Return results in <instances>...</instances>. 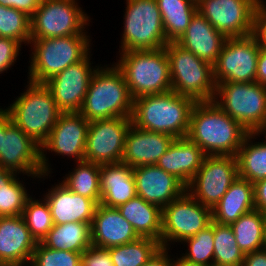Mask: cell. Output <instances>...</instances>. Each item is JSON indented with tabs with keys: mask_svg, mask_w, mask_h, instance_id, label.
Segmentation results:
<instances>
[{
	"mask_svg": "<svg viewBox=\"0 0 266 266\" xmlns=\"http://www.w3.org/2000/svg\"><path fill=\"white\" fill-rule=\"evenodd\" d=\"M248 133L212 100L196 102L191 112L187 137L205 155L236 156Z\"/></svg>",
	"mask_w": 266,
	"mask_h": 266,
	"instance_id": "obj_1",
	"label": "cell"
},
{
	"mask_svg": "<svg viewBox=\"0 0 266 266\" xmlns=\"http://www.w3.org/2000/svg\"><path fill=\"white\" fill-rule=\"evenodd\" d=\"M196 101L175 91L141 96L133 100L132 124L174 138L187 137Z\"/></svg>",
	"mask_w": 266,
	"mask_h": 266,
	"instance_id": "obj_2",
	"label": "cell"
},
{
	"mask_svg": "<svg viewBox=\"0 0 266 266\" xmlns=\"http://www.w3.org/2000/svg\"><path fill=\"white\" fill-rule=\"evenodd\" d=\"M112 66H96L97 69L90 80L79 112L89 122L132 115L133 98L125 77L115 64Z\"/></svg>",
	"mask_w": 266,
	"mask_h": 266,
	"instance_id": "obj_3",
	"label": "cell"
},
{
	"mask_svg": "<svg viewBox=\"0 0 266 266\" xmlns=\"http://www.w3.org/2000/svg\"><path fill=\"white\" fill-rule=\"evenodd\" d=\"M115 65L122 71L134 99L172 90L166 49L120 52Z\"/></svg>",
	"mask_w": 266,
	"mask_h": 266,
	"instance_id": "obj_4",
	"label": "cell"
},
{
	"mask_svg": "<svg viewBox=\"0 0 266 266\" xmlns=\"http://www.w3.org/2000/svg\"><path fill=\"white\" fill-rule=\"evenodd\" d=\"M88 35L31 39L28 80L44 84L68 66L83 60L91 51Z\"/></svg>",
	"mask_w": 266,
	"mask_h": 266,
	"instance_id": "obj_5",
	"label": "cell"
},
{
	"mask_svg": "<svg viewBox=\"0 0 266 266\" xmlns=\"http://www.w3.org/2000/svg\"><path fill=\"white\" fill-rule=\"evenodd\" d=\"M28 83L26 91L5 110L12 122L41 146L62 112L44 84Z\"/></svg>",
	"mask_w": 266,
	"mask_h": 266,
	"instance_id": "obj_6",
	"label": "cell"
},
{
	"mask_svg": "<svg viewBox=\"0 0 266 266\" xmlns=\"http://www.w3.org/2000/svg\"><path fill=\"white\" fill-rule=\"evenodd\" d=\"M172 91L196 102L212 101L216 94L213 65L200 59L177 42L165 46Z\"/></svg>",
	"mask_w": 266,
	"mask_h": 266,
	"instance_id": "obj_7",
	"label": "cell"
},
{
	"mask_svg": "<svg viewBox=\"0 0 266 266\" xmlns=\"http://www.w3.org/2000/svg\"><path fill=\"white\" fill-rule=\"evenodd\" d=\"M121 52L158 50L167 43L156 0H126Z\"/></svg>",
	"mask_w": 266,
	"mask_h": 266,
	"instance_id": "obj_8",
	"label": "cell"
},
{
	"mask_svg": "<svg viewBox=\"0 0 266 266\" xmlns=\"http://www.w3.org/2000/svg\"><path fill=\"white\" fill-rule=\"evenodd\" d=\"M214 101L249 132L266 120V86L258 82L218 83Z\"/></svg>",
	"mask_w": 266,
	"mask_h": 266,
	"instance_id": "obj_9",
	"label": "cell"
},
{
	"mask_svg": "<svg viewBox=\"0 0 266 266\" xmlns=\"http://www.w3.org/2000/svg\"><path fill=\"white\" fill-rule=\"evenodd\" d=\"M31 39L87 35L89 16L77 0H41L30 17Z\"/></svg>",
	"mask_w": 266,
	"mask_h": 266,
	"instance_id": "obj_10",
	"label": "cell"
},
{
	"mask_svg": "<svg viewBox=\"0 0 266 266\" xmlns=\"http://www.w3.org/2000/svg\"><path fill=\"white\" fill-rule=\"evenodd\" d=\"M212 222V209L202 205L187 191L162 208L161 246L182 242L196 235Z\"/></svg>",
	"mask_w": 266,
	"mask_h": 266,
	"instance_id": "obj_11",
	"label": "cell"
},
{
	"mask_svg": "<svg viewBox=\"0 0 266 266\" xmlns=\"http://www.w3.org/2000/svg\"><path fill=\"white\" fill-rule=\"evenodd\" d=\"M260 45L254 34L226 38L213 65L216 85L221 82H256Z\"/></svg>",
	"mask_w": 266,
	"mask_h": 266,
	"instance_id": "obj_12",
	"label": "cell"
},
{
	"mask_svg": "<svg viewBox=\"0 0 266 266\" xmlns=\"http://www.w3.org/2000/svg\"><path fill=\"white\" fill-rule=\"evenodd\" d=\"M238 176L236 156L206 155L186 191L202 205L213 209Z\"/></svg>",
	"mask_w": 266,
	"mask_h": 266,
	"instance_id": "obj_13",
	"label": "cell"
},
{
	"mask_svg": "<svg viewBox=\"0 0 266 266\" xmlns=\"http://www.w3.org/2000/svg\"><path fill=\"white\" fill-rule=\"evenodd\" d=\"M255 0H199L197 11L226 38L254 33Z\"/></svg>",
	"mask_w": 266,
	"mask_h": 266,
	"instance_id": "obj_14",
	"label": "cell"
},
{
	"mask_svg": "<svg viewBox=\"0 0 266 266\" xmlns=\"http://www.w3.org/2000/svg\"><path fill=\"white\" fill-rule=\"evenodd\" d=\"M0 168L21 172L31 178H44L41 166V146L11 120L5 110V135H2Z\"/></svg>",
	"mask_w": 266,
	"mask_h": 266,
	"instance_id": "obj_15",
	"label": "cell"
},
{
	"mask_svg": "<svg viewBox=\"0 0 266 266\" xmlns=\"http://www.w3.org/2000/svg\"><path fill=\"white\" fill-rule=\"evenodd\" d=\"M131 117L89 122L85 160L97 164L119 163L122 161L125 136L131 126Z\"/></svg>",
	"mask_w": 266,
	"mask_h": 266,
	"instance_id": "obj_16",
	"label": "cell"
},
{
	"mask_svg": "<svg viewBox=\"0 0 266 266\" xmlns=\"http://www.w3.org/2000/svg\"><path fill=\"white\" fill-rule=\"evenodd\" d=\"M89 121L79 112L61 113L53 126L48 139L41 145L42 173L49 175L51 170L46 150L56 155H66L76 162L85 160L86 139ZM76 159V160H75Z\"/></svg>",
	"mask_w": 266,
	"mask_h": 266,
	"instance_id": "obj_17",
	"label": "cell"
},
{
	"mask_svg": "<svg viewBox=\"0 0 266 266\" xmlns=\"http://www.w3.org/2000/svg\"><path fill=\"white\" fill-rule=\"evenodd\" d=\"M90 56L88 54L44 83L62 113L80 112L82 108L90 80L97 69L91 67Z\"/></svg>",
	"mask_w": 266,
	"mask_h": 266,
	"instance_id": "obj_18",
	"label": "cell"
},
{
	"mask_svg": "<svg viewBox=\"0 0 266 266\" xmlns=\"http://www.w3.org/2000/svg\"><path fill=\"white\" fill-rule=\"evenodd\" d=\"M133 176L136 195L161 209L186 191V186L179 179L157 165L134 167Z\"/></svg>",
	"mask_w": 266,
	"mask_h": 266,
	"instance_id": "obj_19",
	"label": "cell"
},
{
	"mask_svg": "<svg viewBox=\"0 0 266 266\" xmlns=\"http://www.w3.org/2000/svg\"><path fill=\"white\" fill-rule=\"evenodd\" d=\"M37 243L22 216L0 217V266H29Z\"/></svg>",
	"mask_w": 266,
	"mask_h": 266,
	"instance_id": "obj_20",
	"label": "cell"
},
{
	"mask_svg": "<svg viewBox=\"0 0 266 266\" xmlns=\"http://www.w3.org/2000/svg\"><path fill=\"white\" fill-rule=\"evenodd\" d=\"M174 139L173 136L144 130L131 124L125 136L121 162L131 168L156 165Z\"/></svg>",
	"mask_w": 266,
	"mask_h": 266,
	"instance_id": "obj_21",
	"label": "cell"
},
{
	"mask_svg": "<svg viewBox=\"0 0 266 266\" xmlns=\"http://www.w3.org/2000/svg\"><path fill=\"white\" fill-rule=\"evenodd\" d=\"M138 238L132 225L117 208L97 205L91 223L92 245L108 249L135 241Z\"/></svg>",
	"mask_w": 266,
	"mask_h": 266,
	"instance_id": "obj_22",
	"label": "cell"
},
{
	"mask_svg": "<svg viewBox=\"0 0 266 266\" xmlns=\"http://www.w3.org/2000/svg\"><path fill=\"white\" fill-rule=\"evenodd\" d=\"M48 191L44 198L49 204L54 224L92 223L98 205L95 200L73 193L60 182Z\"/></svg>",
	"mask_w": 266,
	"mask_h": 266,
	"instance_id": "obj_23",
	"label": "cell"
},
{
	"mask_svg": "<svg viewBox=\"0 0 266 266\" xmlns=\"http://www.w3.org/2000/svg\"><path fill=\"white\" fill-rule=\"evenodd\" d=\"M225 40L226 37L197 11L184 34L176 42L200 59L214 65Z\"/></svg>",
	"mask_w": 266,
	"mask_h": 266,
	"instance_id": "obj_24",
	"label": "cell"
},
{
	"mask_svg": "<svg viewBox=\"0 0 266 266\" xmlns=\"http://www.w3.org/2000/svg\"><path fill=\"white\" fill-rule=\"evenodd\" d=\"M205 156L202 149L188 137L175 138L156 165L187 186L201 167Z\"/></svg>",
	"mask_w": 266,
	"mask_h": 266,
	"instance_id": "obj_25",
	"label": "cell"
},
{
	"mask_svg": "<svg viewBox=\"0 0 266 266\" xmlns=\"http://www.w3.org/2000/svg\"><path fill=\"white\" fill-rule=\"evenodd\" d=\"M100 204L117 208L136 196L133 168L119 162L101 164Z\"/></svg>",
	"mask_w": 266,
	"mask_h": 266,
	"instance_id": "obj_26",
	"label": "cell"
},
{
	"mask_svg": "<svg viewBox=\"0 0 266 266\" xmlns=\"http://www.w3.org/2000/svg\"><path fill=\"white\" fill-rule=\"evenodd\" d=\"M253 209H255L253 183L238 176L212 209V221L230 225Z\"/></svg>",
	"mask_w": 266,
	"mask_h": 266,
	"instance_id": "obj_27",
	"label": "cell"
},
{
	"mask_svg": "<svg viewBox=\"0 0 266 266\" xmlns=\"http://www.w3.org/2000/svg\"><path fill=\"white\" fill-rule=\"evenodd\" d=\"M121 215L132 225L139 237L160 242L162 233V209L135 196L117 207Z\"/></svg>",
	"mask_w": 266,
	"mask_h": 266,
	"instance_id": "obj_28",
	"label": "cell"
},
{
	"mask_svg": "<svg viewBox=\"0 0 266 266\" xmlns=\"http://www.w3.org/2000/svg\"><path fill=\"white\" fill-rule=\"evenodd\" d=\"M41 243L51 249L82 253L92 245L91 223L54 224Z\"/></svg>",
	"mask_w": 266,
	"mask_h": 266,
	"instance_id": "obj_29",
	"label": "cell"
},
{
	"mask_svg": "<svg viewBox=\"0 0 266 266\" xmlns=\"http://www.w3.org/2000/svg\"><path fill=\"white\" fill-rule=\"evenodd\" d=\"M161 12L163 29L168 42H176L197 12L193 0H156Z\"/></svg>",
	"mask_w": 266,
	"mask_h": 266,
	"instance_id": "obj_30",
	"label": "cell"
},
{
	"mask_svg": "<svg viewBox=\"0 0 266 266\" xmlns=\"http://www.w3.org/2000/svg\"><path fill=\"white\" fill-rule=\"evenodd\" d=\"M256 136L249 132L236 155L239 177L251 183L266 178V143H253Z\"/></svg>",
	"mask_w": 266,
	"mask_h": 266,
	"instance_id": "obj_31",
	"label": "cell"
},
{
	"mask_svg": "<svg viewBox=\"0 0 266 266\" xmlns=\"http://www.w3.org/2000/svg\"><path fill=\"white\" fill-rule=\"evenodd\" d=\"M264 220L265 213L253 209L230 224L239 249L244 254L264 249Z\"/></svg>",
	"mask_w": 266,
	"mask_h": 266,
	"instance_id": "obj_32",
	"label": "cell"
},
{
	"mask_svg": "<svg viewBox=\"0 0 266 266\" xmlns=\"http://www.w3.org/2000/svg\"><path fill=\"white\" fill-rule=\"evenodd\" d=\"M74 171L61 182L73 193L88 199L95 200L100 204V169L101 165L86 160L76 162Z\"/></svg>",
	"mask_w": 266,
	"mask_h": 266,
	"instance_id": "obj_33",
	"label": "cell"
},
{
	"mask_svg": "<svg viewBox=\"0 0 266 266\" xmlns=\"http://www.w3.org/2000/svg\"><path fill=\"white\" fill-rule=\"evenodd\" d=\"M17 173L0 168V217L21 216L30 197Z\"/></svg>",
	"mask_w": 266,
	"mask_h": 266,
	"instance_id": "obj_34",
	"label": "cell"
},
{
	"mask_svg": "<svg viewBox=\"0 0 266 266\" xmlns=\"http://www.w3.org/2000/svg\"><path fill=\"white\" fill-rule=\"evenodd\" d=\"M159 241L139 237L137 240L108 248L114 266H142L161 248Z\"/></svg>",
	"mask_w": 266,
	"mask_h": 266,
	"instance_id": "obj_35",
	"label": "cell"
},
{
	"mask_svg": "<svg viewBox=\"0 0 266 266\" xmlns=\"http://www.w3.org/2000/svg\"><path fill=\"white\" fill-rule=\"evenodd\" d=\"M243 259L231 226L214 222L213 266H242Z\"/></svg>",
	"mask_w": 266,
	"mask_h": 266,
	"instance_id": "obj_36",
	"label": "cell"
},
{
	"mask_svg": "<svg viewBox=\"0 0 266 266\" xmlns=\"http://www.w3.org/2000/svg\"><path fill=\"white\" fill-rule=\"evenodd\" d=\"M43 199L34 200L30 196L21 215L37 242H41L54 225L49 204Z\"/></svg>",
	"mask_w": 266,
	"mask_h": 266,
	"instance_id": "obj_37",
	"label": "cell"
},
{
	"mask_svg": "<svg viewBox=\"0 0 266 266\" xmlns=\"http://www.w3.org/2000/svg\"><path fill=\"white\" fill-rule=\"evenodd\" d=\"M0 37L10 38L21 44L31 40L30 17L22 11L0 4Z\"/></svg>",
	"mask_w": 266,
	"mask_h": 266,
	"instance_id": "obj_38",
	"label": "cell"
},
{
	"mask_svg": "<svg viewBox=\"0 0 266 266\" xmlns=\"http://www.w3.org/2000/svg\"><path fill=\"white\" fill-rule=\"evenodd\" d=\"M188 243L189 251L183 258L196 264L213 266L214 257V221L196 235L184 239L181 243Z\"/></svg>",
	"mask_w": 266,
	"mask_h": 266,
	"instance_id": "obj_39",
	"label": "cell"
},
{
	"mask_svg": "<svg viewBox=\"0 0 266 266\" xmlns=\"http://www.w3.org/2000/svg\"><path fill=\"white\" fill-rule=\"evenodd\" d=\"M81 254L51 249L38 242L29 266H77L81 263Z\"/></svg>",
	"mask_w": 266,
	"mask_h": 266,
	"instance_id": "obj_40",
	"label": "cell"
},
{
	"mask_svg": "<svg viewBox=\"0 0 266 266\" xmlns=\"http://www.w3.org/2000/svg\"><path fill=\"white\" fill-rule=\"evenodd\" d=\"M21 47V43L16 40L0 37V74L14 65Z\"/></svg>",
	"mask_w": 266,
	"mask_h": 266,
	"instance_id": "obj_41",
	"label": "cell"
},
{
	"mask_svg": "<svg viewBox=\"0 0 266 266\" xmlns=\"http://www.w3.org/2000/svg\"><path fill=\"white\" fill-rule=\"evenodd\" d=\"M81 264L83 266H114L107 248L94 245L89 246L81 254Z\"/></svg>",
	"mask_w": 266,
	"mask_h": 266,
	"instance_id": "obj_42",
	"label": "cell"
},
{
	"mask_svg": "<svg viewBox=\"0 0 266 266\" xmlns=\"http://www.w3.org/2000/svg\"><path fill=\"white\" fill-rule=\"evenodd\" d=\"M253 34L261 45H266V5L256 4Z\"/></svg>",
	"mask_w": 266,
	"mask_h": 266,
	"instance_id": "obj_43",
	"label": "cell"
},
{
	"mask_svg": "<svg viewBox=\"0 0 266 266\" xmlns=\"http://www.w3.org/2000/svg\"><path fill=\"white\" fill-rule=\"evenodd\" d=\"M41 0H0V4L22 11L31 17L38 9Z\"/></svg>",
	"mask_w": 266,
	"mask_h": 266,
	"instance_id": "obj_44",
	"label": "cell"
},
{
	"mask_svg": "<svg viewBox=\"0 0 266 266\" xmlns=\"http://www.w3.org/2000/svg\"><path fill=\"white\" fill-rule=\"evenodd\" d=\"M254 206L262 213H266V178L253 183Z\"/></svg>",
	"mask_w": 266,
	"mask_h": 266,
	"instance_id": "obj_45",
	"label": "cell"
},
{
	"mask_svg": "<svg viewBox=\"0 0 266 266\" xmlns=\"http://www.w3.org/2000/svg\"><path fill=\"white\" fill-rule=\"evenodd\" d=\"M242 266H266V249L244 254Z\"/></svg>",
	"mask_w": 266,
	"mask_h": 266,
	"instance_id": "obj_46",
	"label": "cell"
},
{
	"mask_svg": "<svg viewBox=\"0 0 266 266\" xmlns=\"http://www.w3.org/2000/svg\"><path fill=\"white\" fill-rule=\"evenodd\" d=\"M256 82L266 86V45H260L257 61Z\"/></svg>",
	"mask_w": 266,
	"mask_h": 266,
	"instance_id": "obj_47",
	"label": "cell"
},
{
	"mask_svg": "<svg viewBox=\"0 0 266 266\" xmlns=\"http://www.w3.org/2000/svg\"><path fill=\"white\" fill-rule=\"evenodd\" d=\"M167 248L161 247L151 258L150 260L142 266H171L172 259L168 255Z\"/></svg>",
	"mask_w": 266,
	"mask_h": 266,
	"instance_id": "obj_48",
	"label": "cell"
},
{
	"mask_svg": "<svg viewBox=\"0 0 266 266\" xmlns=\"http://www.w3.org/2000/svg\"><path fill=\"white\" fill-rule=\"evenodd\" d=\"M171 266H204V265L192 263V262L184 259L183 257H180V258H177L176 260H174V258H172V265Z\"/></svg>",
	"mask_w": 266,
	"mask_h": 266,
	"instance_id": "obj_49",
	"label": "cell"
},
{
	"mask_svg": "<svg viewBox=\"0 0 266 266\" xmlns=\"http://www.w3.org/2000/svg\"><path fill=\"white\" fill-rule=\"evenodd\" d=\"M2 135H5V109L0 108V152Z\"/></svg>",
	"mask_w": 266,
	"mask_h": 266,
	"instance_id": "obj_50",
	"label": "cell"
},
{
	"mask_svg": "<svg viewBox=\"0 0 266 266\" xmlns=\"http://www.w3.org/2000/svg\"><path fill=\"white\" fill-rule=\"evenodd\" d=\"M254 133L257 136L263 133V135H265V140L263 141L266 143V120L254 131Z\"/></svg>",
	"mask_w": 266,
	"mask_h": 266,
	"instance_id": "obj_51",
	"label": "cell"
},
{
	"mask_svg": "<svg viewBox=\"0 0 266 266\" xmlns=\"http://www.w3.org/2000/svg\"><path fill=\"white\" fill-rule=\"evenodd\" d=\"M264 249H266V213H265V220H264Z\"/></svg>",
	"mask_w": 266,
	"mask_h": 266,
	"instance_id": "obj_52",
	"label": "cell"
},
{
	"mask_svg": "<svg viewBox=\"0 0 266 266\" xmlns=\"http://www.w3.org/2000/svg\"><path fill=\"white\" fill-rule=\"evenodd\" d=\"M256 1V4H262V5H265L266 2H264L263 0H255Z\"/></svg>",
	"mask_w": 266,
	"mask_h": 266,
	"instance_id": "obj_53",
	"label": "cell"
}]
</instances>
